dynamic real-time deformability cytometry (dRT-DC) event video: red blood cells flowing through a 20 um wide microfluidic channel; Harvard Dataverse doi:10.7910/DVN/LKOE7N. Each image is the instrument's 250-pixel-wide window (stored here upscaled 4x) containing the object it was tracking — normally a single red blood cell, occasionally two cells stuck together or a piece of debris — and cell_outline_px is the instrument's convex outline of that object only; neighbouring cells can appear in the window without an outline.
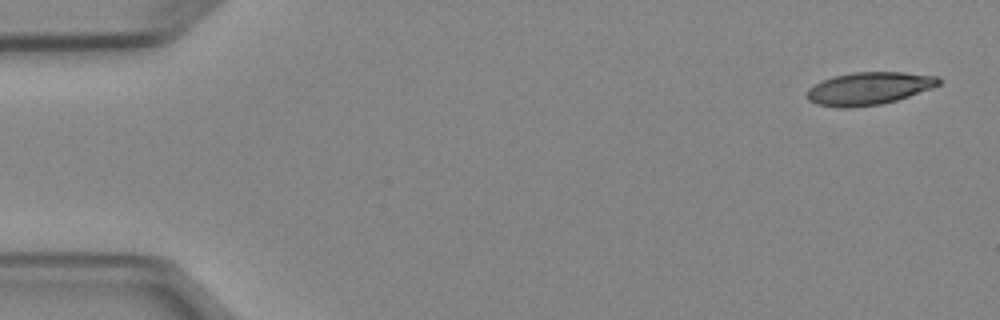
{"species": "Egyptian fruit bat (a non-hibernating species)", "species_latin": "Rousettus aegyptiacus", "temperature_condition": "cold", "stored_images_in_passage": 4, "camera_frame_rate_fps": 3000, "um_per_image_px": 0.085, "animal": {"sex": "female"}, "frame": {"image": 1, "passage_image": 1, "time_ms": 0.0, "image_size_px": [1000, 320], "cell_outline_px": [[944, 80], [940, 84], [932, 88], [896, 100], [880, 104], [844, 108], [840, 108], [816, 104], [808, 100], [808, 88], [832, 76], [852, 72], [904, 72], [940, 76]], "centroid_in_image_um": [73.9, 7.5], "position_along_channel_um": 11.1, "area_um2": 25.09}}